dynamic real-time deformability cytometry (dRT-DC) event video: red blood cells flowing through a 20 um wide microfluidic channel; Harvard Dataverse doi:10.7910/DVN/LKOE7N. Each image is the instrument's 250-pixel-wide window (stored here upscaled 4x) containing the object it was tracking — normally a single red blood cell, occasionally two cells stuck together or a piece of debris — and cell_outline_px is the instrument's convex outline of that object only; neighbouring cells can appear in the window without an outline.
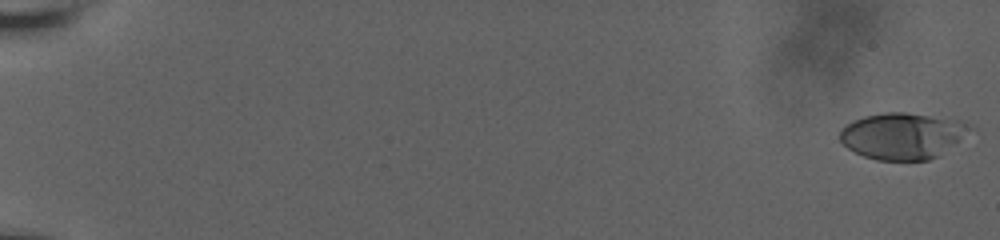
{"species": "human", "species_latin": "Homo sapiens", "temperature_condition": "room temperature", "stored_images_in_passage": 24, "camera_frame_rate_fps": 3000, "um_per_image_px": 0.085, "donor": {"sex": "male"}, "frame": {"image": 1, "passage_image": 1, "time_ms": 0.0, "image_size_px": [1000, 240], "cell_outline_px": [[976, 128], [940, 156], [928, 160], [876, 160], [864, 156], [848, 148], [840, 140], [840, 132], [848, 124], [864, 116], [884, 112], [904, 112], [960, 120]], "centroid_in_image_um": [76.78, 11.55], "position_along_channel_um": 8.2, "area_um2": 35.14}}
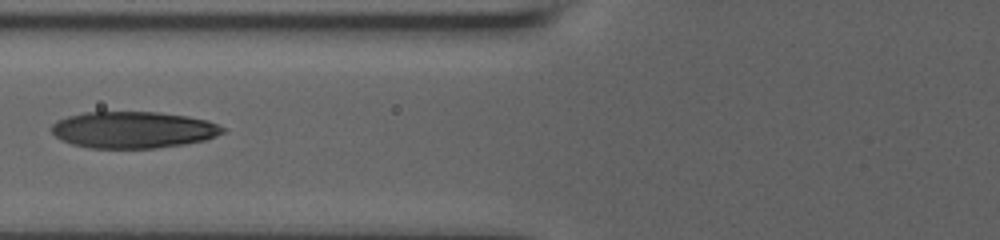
{"frame": {"image": 2, "passage_image": 21, "time_ms": 8.667, "image_size_px": [1000, 240], "cell_outline_px": [[224, 132], [216, 136], [204, 140], [184, 144], [156, 148], [88, 148], [72, 144], [60, 140], [52, 132], [52, 124], [56, 120], [68, 116], [84, 112], [160, 112], [188, 116], [208, 120], [224, 128]], "centroid_in_image_um": [11.3, 11.03], "position_along_channel_um": 114.5, "area_um2": 36.65}}
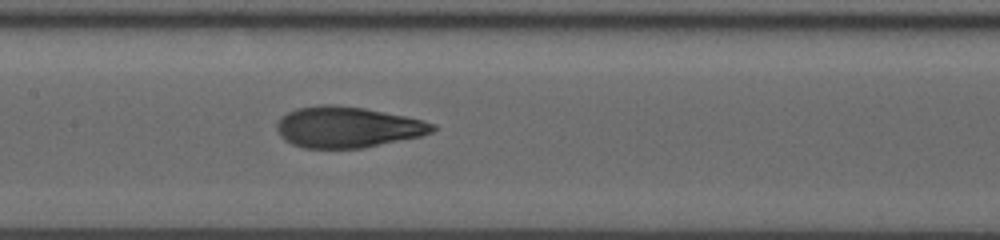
{"frame": {"image": 3, "passage_image": 24, "time_ms": 10.333, "image_size_px": [1000, 240], "cell_outline_px": [[436, 128], [432, 132], [420, 136], [364, 148], [304, 148], [292, 144], [284, 140], [280, 136], [276, 128], [276, 124], [280, 116], [296, 108], [320, 104], [336, 104], [364, 108], [404, 116], [436, 124]], "centroid_in_image_um": [29.49, 10.8], "position_along_channel_um": 177.9, "area_um2": 37.28}}